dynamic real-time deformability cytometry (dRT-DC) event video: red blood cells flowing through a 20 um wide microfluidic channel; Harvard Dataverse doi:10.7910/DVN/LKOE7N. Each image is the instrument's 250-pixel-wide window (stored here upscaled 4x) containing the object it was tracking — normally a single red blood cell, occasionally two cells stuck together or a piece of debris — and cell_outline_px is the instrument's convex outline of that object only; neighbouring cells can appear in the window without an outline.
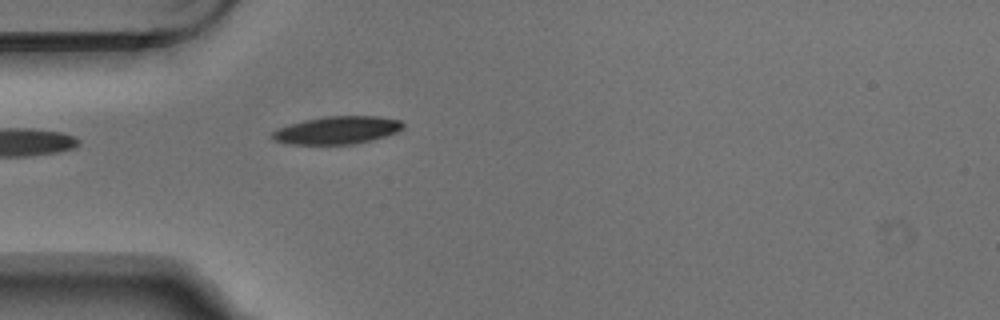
{"species": "Egyptian fruit bat (a non-hibernating species)", "species_latin": "Rousettus aegyptiacus", "temperature_condition": "warm", "stored_images_in_passage": 5, "camera_frame_rate_fps": 3000, "um_per_image_px": 0.085, "animal": {"sex": "male"}, "frame": {"image": 1, "passage_image": 5, "time_ms": 1.333, "image_size_px": [1000, 320], "cell_outline_px": [[404, 128], [396, 132], [372, 140], [352, 144], [284, 144], [272, 140], [272, 132], [276, 128], [288, 124], [304, 120], [324, 116], [376, 116], [400, 120], [404, 124]], "centroid_in_image_um": [28.6, 11.06], "position_along_channel_um": 56.4, "area_um2": 21.27}}